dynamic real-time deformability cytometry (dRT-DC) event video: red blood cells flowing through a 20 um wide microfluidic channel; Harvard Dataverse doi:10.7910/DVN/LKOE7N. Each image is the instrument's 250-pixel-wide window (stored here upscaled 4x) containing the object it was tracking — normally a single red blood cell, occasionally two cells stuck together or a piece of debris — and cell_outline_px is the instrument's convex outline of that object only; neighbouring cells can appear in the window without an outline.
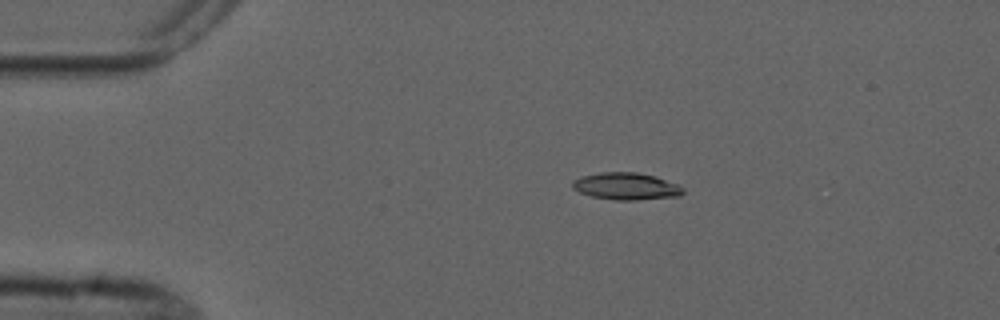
{"species": "common noctule bat (a hibernating species)", "species_latin": "Nyctalus noctula", "temperature_condition": "cold", "stored_images_in_passage": 2, "camera_frame_rate_fps": 3000, "um_per_image_px": 0.085, "animal": {"sex": "male", "forearm_length_mm": 52.5}, "frame": {"image": 1, "passage_image": 1, "time_ms": 0.0, "image_size_px": [1000, 320], "cell_outline_px": [[684, 192], [680, 196], [636, 200], [616, 200], [592, 196], [580, 192], [572, 188], [572, 184], [580, 176], [600, 172], [636, 172], [656, 176], [680, 184], [684, 188]], "centroid_in_image_um": [53.28, 15.82], "position_along_channel_um": 31.7, "area_um2": 17.57}}